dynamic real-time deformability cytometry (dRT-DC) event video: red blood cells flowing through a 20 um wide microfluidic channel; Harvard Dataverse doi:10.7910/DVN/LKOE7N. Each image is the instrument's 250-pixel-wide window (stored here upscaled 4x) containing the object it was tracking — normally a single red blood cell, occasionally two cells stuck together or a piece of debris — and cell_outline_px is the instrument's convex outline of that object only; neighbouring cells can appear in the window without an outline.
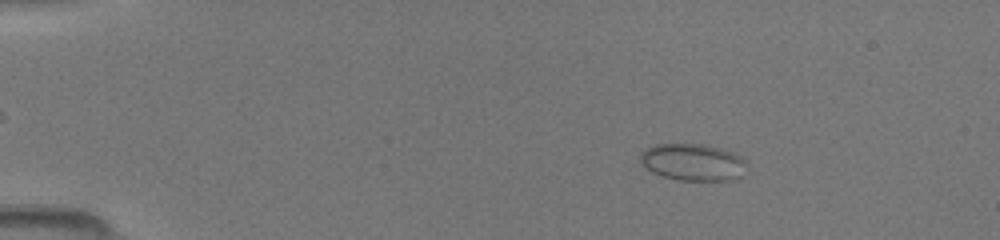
{"species": "common noctule bat (a hibernating species)", "species_latin": "Nyctalus noctula", "temperature_condition": "room temperature", "stored_images_in_passage": 51, "camera_frame_rate_fps": 3000, "um_per_image_px": 0.085, "animal": {"sex": "female", "body_mass_g": 19.5, "forearm_length_mm": 54.1}, "frame": {"image": 1, "passage_image": 9, "time_ms": 2.667, "image_size_px": [1000, 240], "cell_outline_px": [[744, 164], [740, 176], [732, 180], [680, 180], [664, 176], [652, 172], [640, 164], [640, 152], [656, 144], [704, 144], [720, 148], [732, 152], [740, 156], [744, 160]], "centroid_in_image_um": [58.84, 13.77], "position_along_channel_um": 26.2, "area_um2": 22.66}}
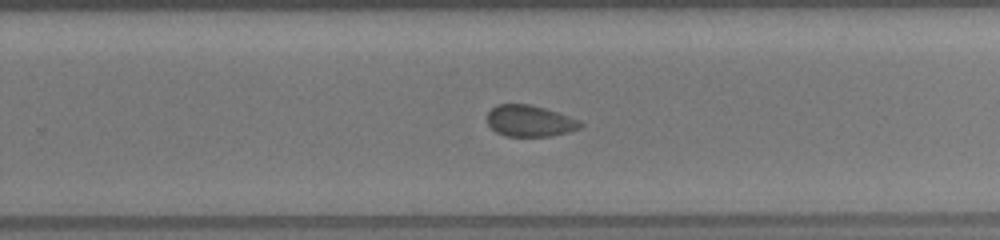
{"frame": {"image": 2, "passage_image": 34, "time_ms": 11.0, "image_size_px": [1000, 240], "cell_outline_px": [[584, 124], [580, 128], [568, 132], [552, 136], [504, 136], [496, 132], [488, 124], [488, 112], [496, 104], [528, 104], [544, 108], [580, 120]], "centroid_in_image_um": [45.03, 10.28], "position_along_channel_um": 284.8, "area_um2": 16.99}}
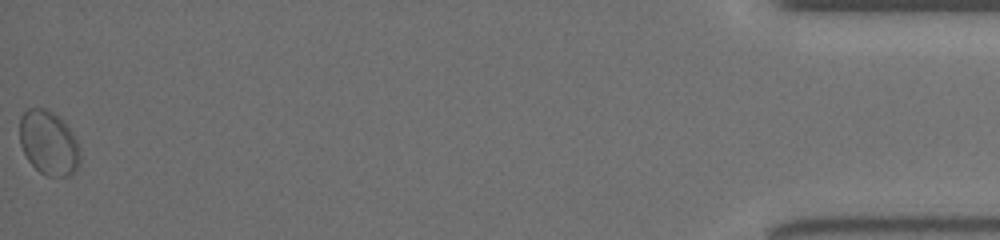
{"frame": {"image": 3, "passage_image": 51, "time_ms": 16.667, "image_size_px": [1000, 240], "cell_outline_px": [[80, 164], [68, 176], [48, 176], [40, 172], [28, 160], [20, 144], [20, 116], [28, 108], [44, 108], [52, 112], [64, 120], [72, 132], [80, 148]], "centroid_in_image_um": [4.14, 12.13], "position_along_channel_um": 431.1, "area_um2": 22.66}}